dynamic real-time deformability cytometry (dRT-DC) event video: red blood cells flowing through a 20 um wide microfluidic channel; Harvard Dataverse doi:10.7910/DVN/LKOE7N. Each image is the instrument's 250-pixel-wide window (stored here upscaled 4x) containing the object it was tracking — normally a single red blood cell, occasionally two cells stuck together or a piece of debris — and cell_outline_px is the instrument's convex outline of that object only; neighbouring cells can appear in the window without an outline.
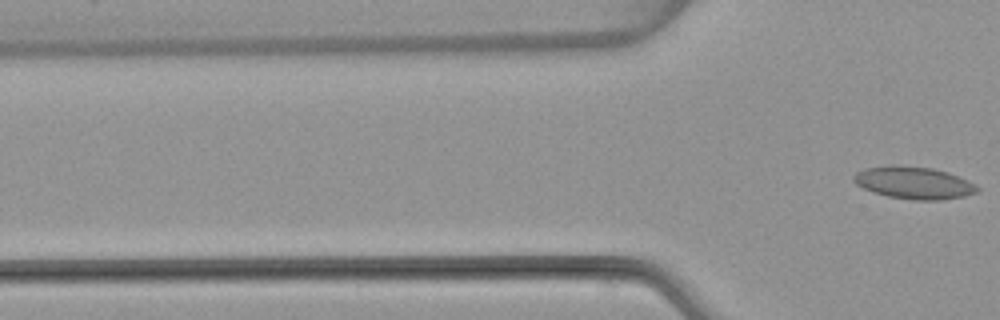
{"species": "common noctule bat (a hibernating species)", "species_latin": "Nyctalus noctula", "temperature_condition": "warm", "stored_images_in_passage": 5, "camera_frame_rate_fps": 3000, "um_per_image_px": 0.085, "animal": {"sex": "female", "body_mass_g": 22.7, "forearm_length_mm": 54.2}, "frame": {"image": 1, "passage_image": 5, "time_ms": 6.333, "image_size_px": [1000, 320], "cell_outline_px": [[980, 188], [976, 192], [964, 196], [940, 200], [916, 200], [888, 196], [872, 192], [856, 184], [852, 180], [852, 176], [856, 172], [864, 168], [896, 164], [932, 168], [948, 172], [968, 180], [976, 184]], "centroid_in_image_um": [77.65, 15.52], "position_along_channel_um": 48.1, "area_um2": 23.41}}